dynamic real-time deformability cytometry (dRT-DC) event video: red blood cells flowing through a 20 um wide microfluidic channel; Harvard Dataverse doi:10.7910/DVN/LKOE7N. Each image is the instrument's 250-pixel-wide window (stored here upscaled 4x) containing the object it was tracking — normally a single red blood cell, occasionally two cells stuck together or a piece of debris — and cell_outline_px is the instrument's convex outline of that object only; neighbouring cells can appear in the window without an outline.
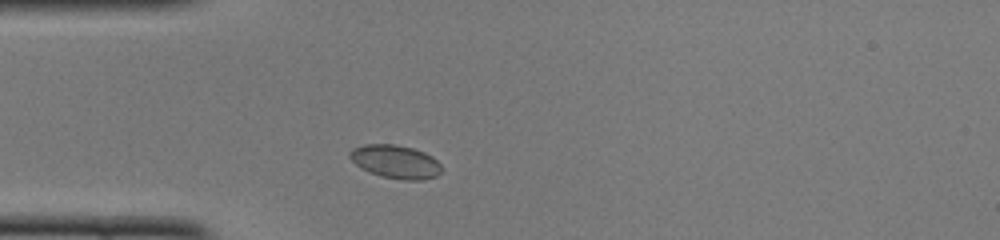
{"species": "common noctule bat (a hibernating species)", "species_latin": "Nyctalus noctula", "temperature_condition": "cold", "stored_images_in_passage": 41, "camera_frame_rate_fps": 3000, "um_per_image_px": 0.085, "animal": {"sex": "female", "body_mass_g": 22.0, "forearm_length_mm": 56.7}, "frame": {"image": 1, "passage_image": 4, "time_ms": 1.0, "image_size_px": [1000, 240], "cell_outline_px": [[440, 172], [436, 176], [424, 180], [404, 180], [380, 176], [368, 172], [360, 168], [348, 156], [348, 152], [352, 148], [364, 144], [396, 144], [412, 148], [424, 152], [432, 156], [440, 164]], "centroid_in_image_um": [33.58, 13.74], "position_along_channel_um": 51.4, "area_um2": 17.98}}
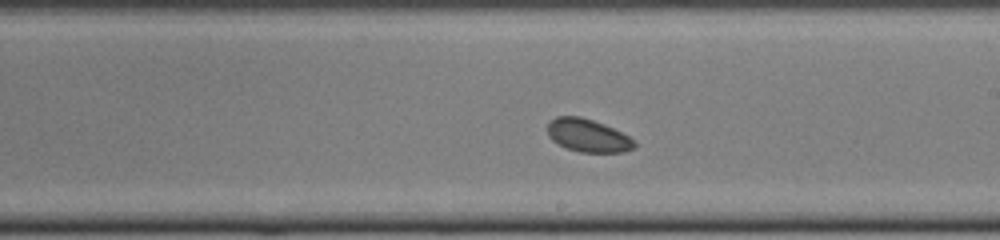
{"frame": {"image": 2, "passage_image": 19, "time_ms": 6.0, "image_size_px": [1000, 240], "cell_outline_px": [[636, 148], [624, 152], [580, 152], [568, 148], [552, 140], [548, 136], [548, 124], [556, 116], [580, 116], [604, 124], [636, 140]], "centroid_in_image_um": [50.0, 11.52], "position_along_channel_um": 239.0, "area_um2": 16.59}}
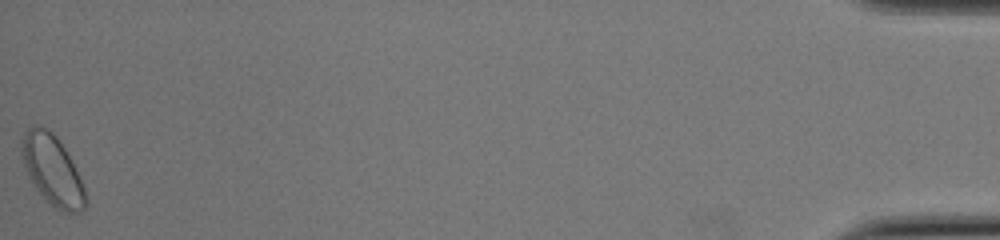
{"frame": {"image": 3, "passage_image": 41, "time_ms": 13.333, "image_size_px": [1000, 240], "cell_outline_px": [[84, 208], [80, 212], [64, 212], [56, 208], [36, 188], [28, 176], [20, 156], [20, 140], [24, 132], [28, 128], [36, 124], [48, 128], [60, 140], [84, 188]], "centroid_in_image_um": [4.37, 14.38], "position_along_channel_um": 430.8, "area_um2": 25.49}}